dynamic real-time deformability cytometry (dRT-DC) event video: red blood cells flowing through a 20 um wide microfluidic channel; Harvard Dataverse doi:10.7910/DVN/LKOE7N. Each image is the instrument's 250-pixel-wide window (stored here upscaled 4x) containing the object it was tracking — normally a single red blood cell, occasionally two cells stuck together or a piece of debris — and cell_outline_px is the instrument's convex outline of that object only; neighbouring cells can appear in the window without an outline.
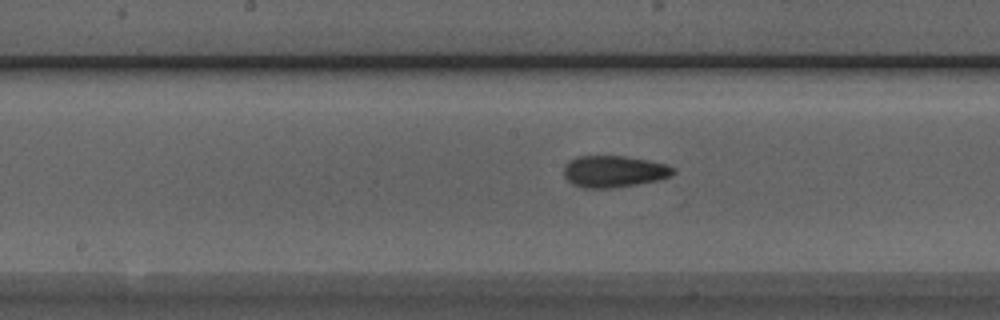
{"species": "Egyptian fruit bat (a non-hibernating species)", "species_latin": "Rousettus aegyptiacus", "temperature_condition": "room temperature", "stored_images_in_passage": 33, "camera_frame_rate_fps": 3000, "um_per_image_px": 0.085, "animal": {"sex": "male"}, "frame": {"image": 1, "passage_image": 18, "time_ms": 5.667, "image_size_px": [1000, 320], "cell_outline_px": [[676, 172], [672, 176], [660, 180], [612, 188], [584, 188], [572, 184], [564, 176], [564, 164], [568, 160], [576, 156], [624, 156], [648, 160], [668, 164], [676, 168]], "centroid_in_image_um": [52.21, 14.57], "position_along_channel_um": 196.0, "area_um2": 20.52}}
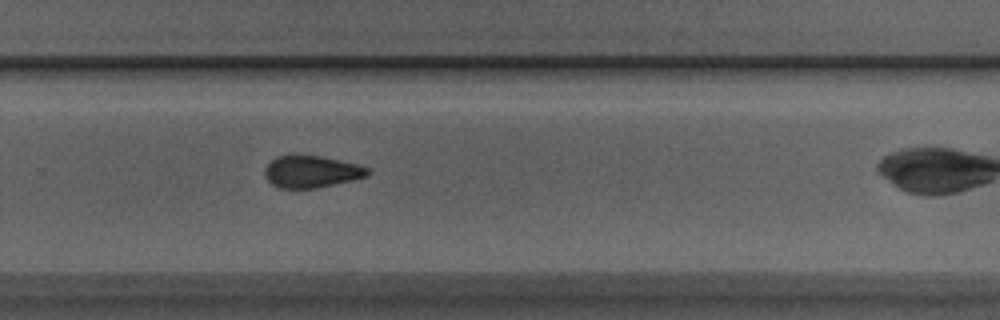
{"frame": {"image": 2, "passage_image": 26, "time_ms": 8.333, "image_size_px": [1000, 320], "cell_outline_px": [[372, 172], [368, 176], [352, 180], [316, 188], [280, 188], [272, 184], [264, 176], [264, 168], [276, 156], [320, 156], [356, 164], [368, 168]], "centroid_in_image_um": [26.47, 14.6], "position_along_channel_um": 303.3, "area_um2": 18.96}}
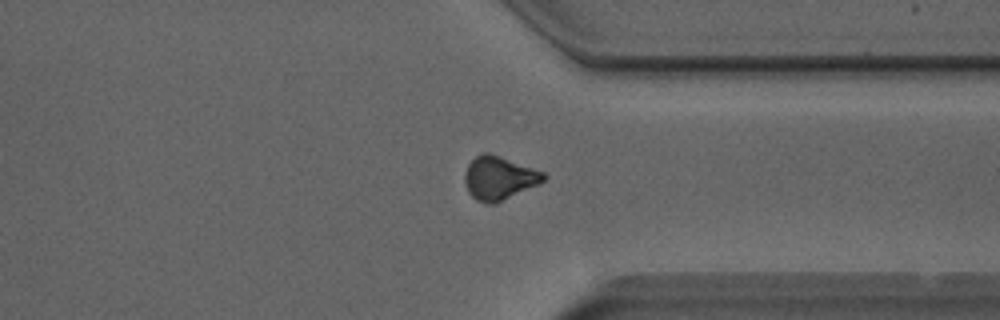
{"frame": {"image": 3, "passage_image": 31, "time_ms": 10.0, "image_size_px": [1000, 320], "cell_outline_px": [[548, 176], [540, 184], [496, 204], [488, 204], [476, 200], [468, 192], [464, 180], [464, 176], [468, 164], [476, 156], [484, 152], [488, 152], [500, 156], [544, 172]], "centroid_in_image_um": [42.43, 15.15], "position_along_channel_um": 369.0, "area_um2": 20.11}}